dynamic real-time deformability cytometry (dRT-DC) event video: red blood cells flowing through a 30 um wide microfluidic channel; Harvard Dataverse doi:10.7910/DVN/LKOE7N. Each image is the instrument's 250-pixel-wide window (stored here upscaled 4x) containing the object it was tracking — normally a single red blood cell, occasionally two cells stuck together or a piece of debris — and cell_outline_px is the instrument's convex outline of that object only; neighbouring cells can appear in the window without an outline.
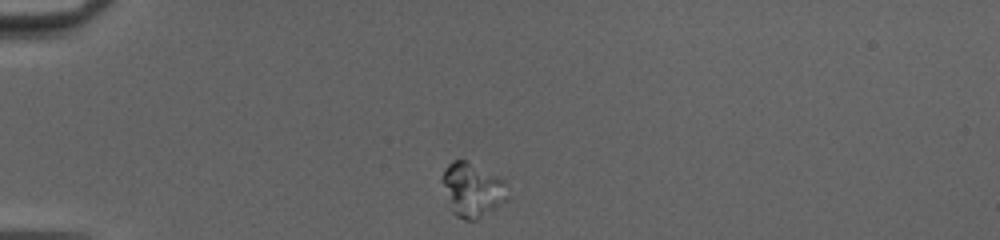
{"species": "common noctule bat (a hibernating species)", "species_latin": "Nyctalus noctula", "temperature_condition": "cold", "stored_images_in_passage": 38, "camera_frame_rate_fps": 3000, "um_per_image_px": 0.085, "animal": {"sex": "female", "body_mass_g": 20.0, "forearm_length_mm": 54.0}, "frame": {"image": 1, "passage_image": 1, "time_ms": 0.0, "image_size_px": [1000, 240], "cell_outline_px": [[508, 200], [476, 220], [464, 220], [456, 216], [452, 212], [444, 184], [444, 172], [448, 164], [452, 160], [464, 160], [496, 176], [500, 180], [508, 196]], "centroid_in_image_um": [40.14, 16.17], "position_along_channel_um": 44.9, "area_um2": 19.59}}
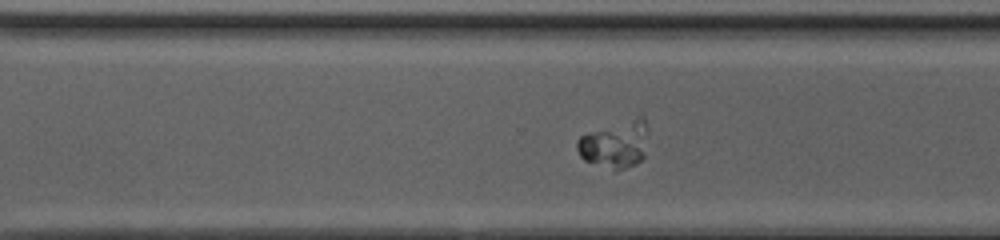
{"frame": {"image": 2, "passage_image": 24, "time_ms": 7.667, "image_size_px": [1000, 240], "cell_outline_px": [[644, 156], [636, 164], [616, 172], [584, 160], [580, 156], [576, 148], [576, 140], [580, 136], [592, 132], [608, 132], [624, 136], [644, 152]], "centroid_in_image_um": [51.74, 12.8], "position_along_channel_um": 318.9, "area_um2": 13.7}}
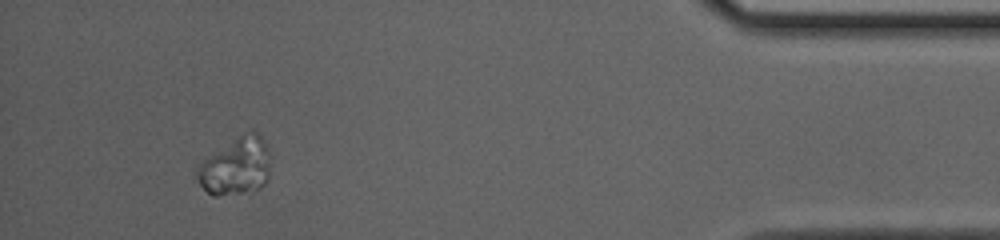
{"frame": {"image": 3, "passage_image": 35, "time_ms": 11.333, "image_size_px": [1000, 240], "cell_outline_px": [[268, 180], [260, 188], [252, 192], [216, 196], [212, 196], [200, 184], [196, 176], [196, 168], [204, 160], [244, 132], [252, 128], [256, 132], [268, 148]], "centroid_in_image_um": [20.05, 14.17], "position_along_channel_um": 415.1, "area_um2": 24.33}}